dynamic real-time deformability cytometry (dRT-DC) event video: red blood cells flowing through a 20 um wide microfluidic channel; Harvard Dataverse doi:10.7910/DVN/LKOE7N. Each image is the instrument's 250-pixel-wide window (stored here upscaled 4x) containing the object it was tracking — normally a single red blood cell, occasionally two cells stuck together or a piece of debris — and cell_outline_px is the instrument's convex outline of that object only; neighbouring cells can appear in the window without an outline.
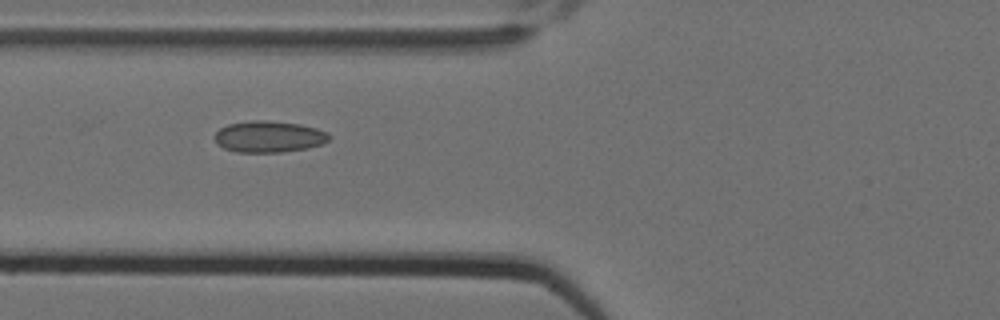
{"species": "Egyptian fruit bat (a non-hibernating species)", "species_latin": "Rousettus aegyptiacus", "temperature_condition": "cold", "stored_images_in_passage": 7, "camera_frame_rate_fps": 3000, "um_per_image_px": 0.085, "animal": {"sex": "female"}, "frame": {"image": 1, "passage_image": 5, "time_ms": 1.333, "image_size_px": [1000, 320], "cell_outline_px": [[332, 136], [324, 144], [308, 148], [280, 152], [236, 152], [224, 148], [216, 144], [216, 132], [220, 128], [228, 124], [252, 120], [268, 120], [300, 124], [316, 128], [328, 132]], "centroid_in_image_um": [22.89, 11.61], "position_along_channel_um": 102.9, "area_um2": 21.1}}
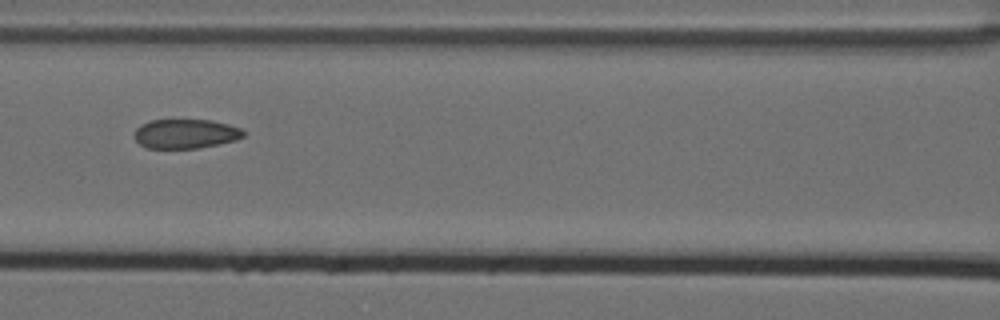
{"frame": {"image": 2, "passage_image": 6, "time_ms": 1.667, "image_size_px": [1000, 320], "cell_outline_px": [[244, 136], [236, 140], [220, 144], [196, 148], [148, 148], [140, 144], [132, 136], [136, 128], [140, 124], [152, 120], [212, 120], [228, 124], [240, 128], [244, 132]], "centroid_in_image_um": [15.75, 11.37], "position_along_channel_um": 150.8, "area_um2": 18.73}}
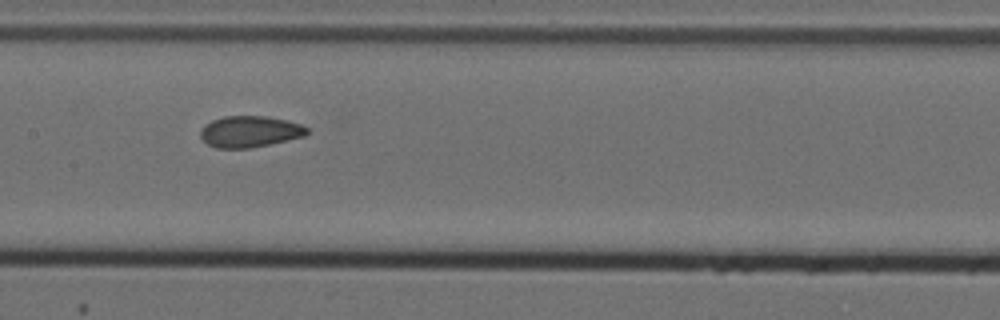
{"frame": {"image": 3, "passage_image": 7, "time_ms": 2.0, "image_size_px": [1000, 320], "cell_outline_px": [[308, 132], [304, 136], [268, 144], [248, 148], [216, 148], [208, 144], [200, 136], [200, 132], [204, 124], [212, 120], [224, 116], [268, 116], [288, 120], [300, 124], [308, 128]], "centroid_in_image_um": [21.22, 11.17], "position_along_channel_um": 186.2, "area_um2": 19.36}}